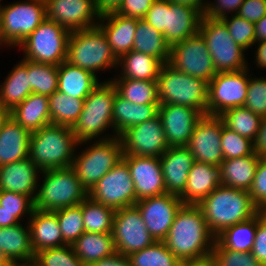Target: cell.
<instances>
[{"label": "cell", "instance_id": "obj_10", "mask_svg": "<svg viewBox=\"0 0 266 266\" xmlns=\"http://www.w3.org/2000/svg\"><path fill=\"white\" fill-rule=\"evenodd\" d=\"M70 33L46 18L18 47H22L26 60L59 66L66 61Z\"/></svg>", "mask_w": 266, "mask_h": 266}, {"label": "cell", "instance_id": "obj_60", "mask_svg": "<svg viewBox=\"0 0 266 266\" xmlns=\"http://www.w3.org/2000/svg\"><path fill=\"white\" fill-rule=\"evenodd\" d=\"M123 0H95L96 10L100 16L116 12Z\"/></svg>", "mask_w": 266, "mask_h": 266}, {"label": "cell", "instance_id": "obj_59", "mask_svg": "<svg viewBox=\"0 0 266 266\" xmlns=\"http://www.w3.org/2000/svg\"><path fill=\"white\" fill-rule=\"evenodd\" d=\"M253 152L259 157L266 156V116L262 118L259 131L253 141Z\"/></svg>", "mask_w": 266, "mask_h": 266}, {"label": "cell", "instance_id": "obj_21", "mask_svg": "<svg viewBox=\"0 0 266 266\" xmlns=\"http://www.w3.org/2000/svg\"><path fill=\"white\" fill-rule=\"evenodd\" d=\"M134 183L137 201L166 193L160 157L123 155Z\"/></svg>", "mask_w": 266, "mask_h": 266}, {"label": "cell", "instance_id": "obj_37", "mask_svg": "<svg viewBox=\"0 0 266 266\" xmlns=\"http://www.w3.org/2000/svg\"><path fill=\"white\" fill-rule=\"evenodd\" d=\"M133 50L152 55L163 64L170 60V46L163 33L150 26L144 19H138Z\"/></svg>", "mask_w": 266, "mask_h": 266}, {"label": "cell", "instance_id": "obj_48", "mask_svg": "<svg viewBox=\"0 0 266 266\" xmlns=\"http://www.w3.org/2000/svg\"><path fill=\"white\" fill-rule=\"evenodd\" d=\"M221 19L228 28L230 36L245 50L255 44V24L239 17L237 14Z\"/></svg>", "mask_w": 266, "mask_h": 266}, {"label": "cell", "instance_id": "obj_32", "mask_svg": "<svg viewBox=\"0 0 266 266\" xmlns=\"http://www.w3.org/2000/svg\"><path fill=\"white\" fill-rule=\"evenodd\" d=\"M260 157L253 153L240 158L226 159L220 163L222 184L249 191Z\"/></svg>", "mask_w": 266, "mask_h": 266}, {"label": "cell", "instance_id": "obj_14", "mask_svg": "<svg viewBox=\"0 0 266 266\" xmlns=\"http://www.w3.org/2000/svg\"><path fill=\"white\" fill-rule=\"evenodd\" d=\"M168 64L177 71L201 78L208 83L217 74L213 58L199 32L170 47Z\"/></svg>", "mask_w": 266, "mask_h": 266}, {"label": "cell", "instance_id": "obj_34", "mask_svg": "<svg viewBox=\"0 0 266 266\" xmlns=\"http://www.w3.org/2000/svg\"><path fill=\"white\" fill-rule=\"evenodd\" d=\"M71 246L86 266L116 252L112 233L84 232Z\"/></svg>", "mask_w": 266, "mask_h": 266}, {"label": "cell", "instance_id": "obj_56", "mask_svg": "<svg viewBox=\"0 0 266 266\" xmlns=\"http://www.w3.org/2000/svg\"><path fill=\"white\" fill-rule=\"evenodd\" d=\"M155 0H123L115 13L129 18L144 19Z\"/></svg>", "mask_w": 266, "mask_h": 266}, {"label": "cell", "instance_id": "obj_49", "mask_svg": "<svg viewBox=\"0 0 266 266\" xmlns=\"http://www.w3.org/2000/svg\"><path fill=\"white\" fill-rule=\"evenodd\" d=\"M0 206L1 209L13 213V215L21 221L26 214L31 217L34 210V200L27 195L0 190Z\"/></svg>", "mask_w": 266, "mask_h": 266}, {"label": "cell", "instance_id": "obj_62", "mask_svg": "<svg viewBox=\"0 0 266 266\" xmlns=\"http://www.w3.org/2000/svg\"><path fill=\"white\" fill-rule=\"evenodd\" d=\"M171 3L174 4H180V5H187L192 8L197 9L202 15H204L206 8H207V3H204L203 0H169Z\"/></svg>", "mask_w": 266, "mask_h": 266}, {"label": "cell", "instance_id": "obj_15", "mask_svg": "<svg viewBox=\"0 0 266 266\" xmlns=\"http://www.w3.org/2000/svg\"><path fill=\"white\" fill-rule=\"evenodd\" d=\"M112 236L116 252L125 256L155 242L135 205L115 210Z\"/></svg>", "mask_w": 266, "mask_h": 266}, {"label": "cell", "instance_id": "obj_9", "mask_svg": "<svg viewBox=\"0 0 266 266\" xmlns=\"http://www.w3.org/2000/svg\"><path fill=\"white\" fill-rule=\"evenodd\" d=\"M29 1V2H28ZM46 19L45 0L19 1L0 8V46H18Z\"/></svg>", "mask_w": 266, "mask_h": 266}, {"label": "cell", "instance_id": "obj_4", "mask_svg": "<svg viewBox=\"0 0 266 266\" xmlns=\"http://www.w3.org/2000/svg\"><path fill=\"white\" fill-rule=\"evenodd\" d=\"M40 173H43L44 180L41 186H37L34 209L55 211L79 205L88 197V191L71 167L45 170Z\"/></svg>", "mask_w": 266, "mask_h": 266}, {"label": "cell", "instance_id": "obj_28", "mask_svg": "<svg viewBox=\"0 0 266 266\" xmlns=\"http://www.w3.org/2000/svg\"><path fill=\"white\" fill-rule=\"evenodd\" d=\"M30 135L9 116L0 129V166L29 158Z\"/></svg>", "mask_w": 266, "mask_h": 266}, {"label": "cell", "instance_id": "obj_2", "mask_svg": "<svg viewBox=\"0 0 266 266\" xmlns=\"http://www.w3.org/2000/svg\"><path fill=\"white\" fill-rule=\"evenodd\" d=\"M198 206L210 232L216 237L226 228L254 217L259 210L248 191L219 185Z\"/></svg>", "mask_w": 266, "mask_h": 266}, {"label": "cell", "instance_id": "obj_18", "mask_svg": "<svg viewBox=\"0 0 266 266\" xmlns=\"http://www.w3.org/2000/svg\"><path fill=\"white\" fill-rule=\"evenodd\" d=\"M46 18L65 29L78 31L96 27L100 15L95 0H45ZM96 19V20H95Z\"/></svg>", "mask_w": 266, "mask_h": 266}, {"label": "cell", "instance_id": "obj_57", "mask_svg": "<svg viewBox=\"0 0 266 266\" xmlns=\"http://www.w3.org/2000/svg\"><path fill=\"white\" fill-rule=\"evenodd\" d=\"M237 15L255 24L266 15V0H244Z\"/></svg>", "mask_w": 266, "mask_h": 266}, {"label": "cell", "instance_id": "obj_38", "mask_svg": "<svg viewBox=\"0 0 266 266\" xmlns=\"http://www.w3.org/2000/svg\"><path fill=\"white\" fill-rule=\"evenodd\" d=\"M256 230L257 214L249 220L226 228L215 237V242L222 248L238 252H251Z\"/></svg>", "mask_w": 266, "mask_h": 266}, {"label": "cell", "instance_id": "obj_20", "mask_svg": "<svg viewBox=\"0 0 266 266\" xmlns=\"http://www.w3.org/2000/svg\"><path fill=\"white\" fill-rule=\"evenodd\" d=\"M158 115L169 147L187 146L197 123L204 116L192 107L177 104H160Z\"/></svg>", "mask_w": 266, "mask_h": 266}, {"label": "cell", "instance_id": "obj_11", "mask_svg": "<svg viewBox=\"0 0 266 266\" xmlns=\"http://www.w3.org/2000/svg\"><path fill=\"white\" fill-rule=\"evenodd\" d=\"M199 33L203 36L208 51L213 58L216 73L235 72L248 68L244 48L230 36L226 25L217 19L203 15Z\"/></svg>", "mask_w": 266, "mask_h": 266}, {"label": "cell", "instance_id": "obj_50", "mask_svg": "<svg viewBox=\"0 0 266 266\" xmlns=\"http://www.w3.org/2000/svg\"><path fill=\"white\" fill-rule=\"evenodd\" d=\"M244 107L262 118L266 116V77H250Z\"/></svg>", "mask_w": 266, "mask_h": 266}, {"label": "cell", "instance_id": "obj_66", "mask_svg": "<svg viewBox=\"0 0 266 266\" xmlns=\"http://www.w3.org/2000/svg\"><path fill=\"white\" fill-rule=\"evenodd\" d=\"M5 266H38L35 258L30 260H12L9 261Z\"/></svg>", "mask_w": 266, "mask_h": 266}, {"label": "cell", "instance_id": "obj_61", "mask_svg": "<svg viewBox=\"0 0 266 266\" xmlns=\"http://www.w3.org/2000/svg\"><path fill=\"white\" fill-rule=\"evenodd\" d=\"M181 266H219V265L214 254L210 253L202 257L182 261Z\"/></svg>", "mask_w": 266, "mask_h": 266}, {"label": "cell", "instance_id": "obj_3", "mask_svg": "<svg viewBox=\"0 0 266 266\" xmlns=\"http://www.w3.org/2000/svg\"><path fill=\"white\" fill-rule=\"evenodd\" d=\"M78 145L71 127L49 124L31 133L29 159L41 171L71 167Z\"/></svg>", "mask_w": 266, "mask_h": 266}, {"label": "cell", "instance_id": "obj_24", "mask_svg": "<svg viewBox=\"0 0 266 266\" xmlns=\"http://www.w3.org/2000/svg\"><path fill=\"white\" fill-rule=\"evenodd\" d=\"M99 21L97 26L104 32L117 59L133 50L137 18L124 17L112 12L100 16Z\"/></svg>", "mask_w": 266, "mask_h": 266}, {"label": "cell", "instance_id": "obj_7", "mask_svg": "<svg viewBox=\"0 0 266 266\" xmlns=\"http://www.w3.org/2000/svg\"><path fill=\"white\" fill-rule=\"evenodd\" d=\"M160 104L192 107L207 115L208 82L163 64L157 78Z\"/></svg>", "mask_w": 266, "mask_h": 266}, {"label": "cell", "instance_id": "obj_30", "mask_svg": "<svg viewBox=\"0 0 266 266\" xmlns=\"http://www.w3.org/2000/svg\"><path fill=\"white\" fill-rule=\"evenodd\" d=\"M10 116L30 133L51 124L49 97L31 93L10 111Z\"/></svg>", "mask_w": 266, "mask_h": 266}, {"label": "cell", "instance_id": "obj_25", "mask_svg": "<svg viewBox=\"0 0 266 266\" xmlns=\"http://www.w3.org/2000/svg\"><path fill=\"white\" fill-rule=\"evenodd\" d=\"M41 170L29 159L0 166V190L21 193L35 199Z\"/></svg>", "mask_w": 266, "mask_h": 266}, {"label": "cell", "instance_id": "obj_29", "mask_svg": "<svg viewBox=\"0 0 266 266\" xmlns=\"http://www.w3.org/2000/svg\"><path fill=\"white\" fill-rule=\"evenodd\" d=\"M160 104H134L115 93L113 107V126L115 136L158 115Z\"/></svg>", "mask_w": 266, "mask_h": 266}, {"label": "cell", "instance_id": "obj_35", "mask_svg": "<svg viewBox=\"0 0 266 266\" xmlns=\"http://www.w3.org/2000/svg\"><path fill=\"white\" fill-rule=\"evenodd\" d=\"M119 65L122 74L115 79L157 81L163 63L152 55L132 50L118 59Z\"/></svg>", "mask_w": 266, "mask_h": 266}, {"label": "cell", "instance_id": "obj_64", "mask_svg": "<svg viewBox=\"0 0 266 266\" xmlns=\"http://www.w3.org/2000/svg\"><path fill=\"white\" fill-rule=\"evenodd\" d=\"M20 223V221L13 215V213H9L0 206V228L9 227Z\"/></svg>", "mask_w": 266, "mask_h": 266}, {"label": "cell", "instance_id": "obj_12", "mask_svg": "<svg viewBox=\"0 0 266 266\" xmlns=\"http://www.w3.org/2000/svg\"><path fill=\"white\" fill-rule=\"evenodd\" d=\"M249 69L219 72L208 83L207 115L219 116L234 107L244 106L250 76Z\"/></svg>", "mask_w": 266, "mask_h": 266}, {"label": "cell", "instance_id": "obj_51", "mask_svg": "<svg viewBox=\"0 0 266 266\" xmlns=\"http://www.w3.org/2000/svg\"><path fill=\"white\" fill-rule=\"evenodd\" d=\"M212 253L219 266H262L251 252H238L220 247L216 242Z\"/></svg>", "mask_w": 266, "mask_h": 266}, {"label": "cell", "instance_id": "obj_68", "mask_svg": "<svg viewBox=\"0 0 266 266\" xmlns=\"http://www.w3.org/2000/svg\"><path fill=\"white\" fill-rule=\"evenodd\" d=\"M9 261V258L0 250V266H5Z\"/></svg>", "mask_w": 266, "mask_h": 266}, {"label": "cell", "instance_id": "obj_23", "mask_svg": "<svg viewBox=\"0 0 266 266\" xmlns=\"http://www.w3.org/2000/svg\"><path fill=\"white\" fill-rule=\"evenodd\" d=\"M219 185H222L220 166L194 161L186 188L179 198L183 204L198 205Z\"/></svg>", "mask_w": 266, "mask_h": 266}, {"label": "cell", "instance_id": "obj_46", "mask_svg": "<svg viewBox=\"0 0 266 266\" xmlns=\"http://www.w3.org/2000/svg\"><path fill=\"white\" fill-rule=\"evenodd\" d=\"M221 148L224 160L252 155L253 141L226 127L222 120Z\"/></svg>", "mask_w": 266, "mask_h": 266}, {"label": "cell", "instance_id": "obj_27", "mask_svg": "<svg viewBox=\"0 0 266 266\" xmlns=\"http://www.w3.org/2000/svg\"><path fill=\"white\" fill-rule=\"evenodd\" d=\"M28 221L34 253L67 245L64 242L57 215L53 211L34 209Z\"/></svg>", "mask_w": 266, "mask_h": 266}, {"label": "cell", "instance_id": "obj_42", "mask_svg": "<svg viewBox=\"0 0 266 266\" xmlns=\"http://www.w3.org/2000/svg\"><path fill=\"white\" fill-rule=\"evenodd\" d=\"M219 117L229 129L254 141L259 131L262 117L246 107H234L224 111Z\"/></svg>", "mask_w": 266, "mask_h": 266}, {"label": "cell", "instance_id": "obj_45", "mask_svg": "<svg viewBox=\"0 0 266 266\" xmlns=\"http://www.w3.org/2000/svg\"><path fill=\"white\" fill-rule=\"evenodd\" d=\"M53 212L57 215L64 242L67 245L73 244L85 232L81 203Z\"/></svg>", "mask_w": 266, "mask_h": 266}, {"label": "cell", "instance_id": "obj_5", "mask_svg": "<svg viewBox=\"0 0 266 266\" xmlns=\"http://www.w3.org/2000/svg\"><path fill=\"white\" fill-rule=\"evenodd\" d=\"M66 61L92 72L118 66L104 32L98 27L72 31L69 35Z\"/></svg>", "mask_w": 266, "mask_h": 266}, {"label": "cell", "instance_id": "obj_44", "mask_svg": "<svg viewBox=\"0 0 266 266\" xmlns=\"http://www.w3.org/2000/svg\"><path fill=\"white\" fill-rule=\"evenodd\" d=\"M132 266H181V261L167 248L163 241L128 256Z\"/></svg>", "mask_w": 266, "mask_h": 266}, {"label": "cell", "instance_id": "obj_58", "mask_svg": "<svg viewBox=\"0 0 266 266\" xmlns=\"http://www.w3.org/2000/svg\"><path fill=\"white\" fill-rule=\"evenodd\" d=\"M90 266H132L128 256L115 252L113 255L93 262Z\"/></svg>", "mask_w": 266, "mask_h": 266}, {"label": "cell", "instance_id": "obj_55", "mask_svg": "<svg viewBox=\"0 0 266 266\" xmlns=\"http://www.w3.org/2000/svg\"><path fill=\"white\" fill-rule=\"evenodd\" d=\"M244 0H216L214 3H208L204 16L210 19L221 20L227 17L228 13L235 11L237 14L239 7Z\"/></svg>", "mask_w": 266, "mask_h": 266}, {"label": "cell", "instance_id": "obj_6", "mask_svg": "<svg viewBox=\"0 0 266 266\" xmlns=\"http://www.w3.org/2000/svg\"><path fill=\"white\" fill-rule=\"evenodd\" d=\"M116 88L111 80L100 82L84 100L83 110L78 121L72 127L79 144L101 136L104 131L113 127V107Z\"/></svg>", "mask_w": 266, "mask_h": 266}, {"label": "cell", "instance_id": "obj_63", "mask_svg": "<svg viewBox=\"0 0 266 266\" xmlns=\"http://www.w3.org/2000/svg\"><path fill=\"white\" fill-rule=\"evenodd\" d=\"M258 47L256 50V65L263 69H266V41H260L258 42Z\"/></svg>", "mask_w": 266, "mask_h": 266}, {"label": "cell", "instance_id": "obj_33", "mask_svg": "<svg viewBox=\"0 0 266 266\" xmlns=\"http://www.w3.org/2000/svg\"><path fill=\"white\" fill-rule=\"evenodd\" d=\"M28 60L22 59L0 85V103L11 111L22 103L30 94Z\"/></svg>", "mask_w": 266, "mask_h": 266}, {"label": "cell", "instance_id": "obj_1", "mask_svg": "<svg viewBox=\"0 0 266 266\" xmlns=\"http://www.w3.org/2000/svg\"><path fill=\"white\" fill-rule=\"evenodd\" d=\"M163 242L182 262L212 253L215 236L210 232L201 208L183 204Z\"/></svg>", "mask_w": 266, "mask_h": 266}, {"label": "cell", "instance_id": "obj_67", "mask_svg": "<svg viewBox=\"0 0 266 266\" xmlns=\"http://www.w3.org/2000/svg\"><path fill=\"white\" fill-rule=\"evenodd\" d=\"M10 111L0 103V129L4 122L9 118Z\"/></svg>", "mask_w": 266, "mask_h": 266}, {"label": "cell", "instance_id": "obj_53", "mask_svg": "<svg viewBox=\"0 0 266 266\" xmlns=\"http://www.w3.org/2000/svg\"><path fill=\"white\" fill-rule=\"evenodd\" d=\"M251 253L262 266H266V212L257 213V230Z\"/></svg>", "mask_w": 266, "mask_h": 266}, {"label": "cell", "instance_id": "obj_54", "mask_svg": "<svg viewBox=\"0 0 266 266\" xmlns=\"http://www.w3.org/2000/svg\"><path fill=\"white\" fill-rule=\"evenodd\" d=\"M168 0H155L147 11L144 20L153 28L163 33L166 30Z\"/></svg>", "mask_w": 266, "mask_h": 266}, {"label": "cell", "instance_id": "obj_47", "mask_svg": "<svg viewBox=\"0 0 266 266\" xmlns=\"http://www.w3.org/2000/svg\"><path fill=\"white\" fill-rule=\"evenodd\" d=\"M35 259L38 266H86L71 245L44 249L35 254Z\"/></svg>", "mask_w": 266, "mask_h": 266}, {"label": "cell", "instance_id": "obj_13", "mask_svg": "<svg viewBox=\"0 0 266 266\" xmlns=\"http://www.w3.org/2000/svg\"><path fill=\"white\" fill-rule=\"evenodd\" d=\"M88 196L114 210L135 205L137 198L127 163L121 159L88 192Z\"/></svg>", "mask_w": 266, "mask_h": 266}, {"label": "cell", "instance_id": "obj_65", "mask_svg": "<svg viewBox=\"0 0 266 266\" xmlns=\"http://www.w3.org/2000/svg\"><path fill=\"white\" fill-rule=\"evenodd\" d=\"M266 41V15L255 23V43Z\"/></svg>", "mask_w": 266, "mask_h": 266}, {"label": "cell", "instance_id": "obj_39", "mask_svg": "<svg viewBox=\"0 0 266 266\" xmlns=\"http://www.w3.org/2000/svg\"><path fill=\"white\" fill-rule=\"evenodd\" d=\"M85 99L68 96L58 90L49 96L51 124L73 127L83 110Z\"/></svg>", "mask_w": 266, "mask_h": 266}, {"label": "cell", "instance_id": "obj_26", "mask_svg": "<svg viewBox=\"0 0 266 266\" xmlns=\"http://www.w3.org/2000/svg\"><path fill=\"white\" fill-rule=\"evenodd\" d=\"M202 17L197 9L168 0L166 30L163 32L167 44L171 47L197 34Z\"/></svg>", "mask_w": 266, "mask_h": 266}, {"label": "cell", "instance_id": "obj_41", "mask_svg": "<svg viewBox=\"0 0 266 266\" xmlns=\"http://www.w3.org/2000/svg\"><path fill=\"white\" fill-rule=\"evenodd\" d=\"M85 232L112 233L115 210L93 201L89 196L81 203Z\"/></svg>", "mask_w": 266, "mask_h": 266}, {"label": "cell", "instance_id": "obj_17", "mask_svg": "<svg viewBox=\"0 0 266 266\" xmlns=\"http://www.w3.org/2000/svg\"><path fill=\"white\" fill-rule=\"evenodd\" d=\"M135 206L150 235L155 241H163L183 203L179 196L165 193L141 199Z\"/></svg>", "mask_w": 266, "mask_h": 266}, {"label": "cell", "instance_id": "obj_22", "mask_svg": "<svg viewBox=\"0 0 266 266\" xmlns=\"http://www.w3.org/2000/svg\"><path fill=\"white\" fill-rule=\"evenodd\" d=\"M194 161V157L187 146L169 147L160 156L166 193L177 196L183 193Z\"/></svg>", "mask_w": 266, "mask_h": 266}, {"label": "cell", "instance_id": "obj_8", "mask_svg": "<svg viewBox=\"0 0 266 266\" xmlns=\"http://www.w3.org/2000/svg\"><path fill=\"white\" fill-rule=\"evenodd\" d=\"M110 136L98 138L88 149L86 147L83 152L75 154L72 161L71 168L88 192L123 157L120 138L114 134Z\"/></svg>", "mask_w": 266, "mask_h": 266}, {"label": "cell", "instance_id": "obj_19", "mask_svg": "<svg viewBox=\"0 0 266 266\" xmlns=\"http://www.w3.org/2000/svg\"><path fill=\"white\" fill-rule=\"evenodd\" d=\"M222 119L204 115L197 123L187 147L194 160L220 166L224 160L221 148Z\"/></svg>", "mask_w": 266, "mask_h": 266}, {"label": "cell", "instance_id": "obj_16", "mask_svg": "<svg viewBox=\"0 0 266 266\" xmlns=\"http://www.w3.org/2000/svg\"><path fill=\"white\" fill-rule=\"evenodd\" d=\"M118 137L123 155L160 157L169 148L159 115L127 128Z\"/></svg>", "mask_w": 266, "mask_h": 266}, {"label": "cell", "instance_id": "obj_31", "mask_svg": "<svg viewBox=\"0 0 266 266\" xmlns=\"http://www.w3.org/2000/svg\"><path fill=\"white\" fill-rule=\"evenodd\" d=\"M100 83L90 71L71 65L67 61L58 66V91L68 96L86 99Z\"/></svg>", "mask_w": 266, "mask_h": 266}, {"label": "cell", "instance_id": "obj_52", "mask_svg": "<svg viewBox=\"0 0 266 266\" xmlns=\"http://www.w3.org/2000/svg\"><path fill=\"white\" fill-rule=\"evenodd\" d=\"M248 192L256 208L259 211L266 212V156L260 157L251 188Z\"/></svg>", "mask_w": 266, "mask_h": 266}, {"label": "cell", "instance_id": "obj_43", "mask_svg": "<svg viewBox=\"0 0 266 266\" xmlns=\"http://www.w3.org/2000/svg\"><path fill=\"white\" fill-rule=\"evenodd\" d=\"M29 86L32 93L50 96L58 89V66L28 60Z\"/></svg>", "mask_w": 266, "mask_h": 266}, {"label": "cell", "instance_id": "obj_40", "mask_svg": "<svg viewBox=\"0 0 266 266\" xmlns=\"http://www.w3.org/2000/svg\"><path fill=\"white\" fill-rule=\"evenodd\" d=\"M116 92L134 104H160L157 81L112 79Z\"/></svg>", "mask_w": 266, "mask_h": 266}, {"label": "cell", "instance_id": "obj_36", "mask_svg": "<svg viewBox=\"0 0 266 266\" xmlns=\"http://www.w3.org/2000/svg\"><path fill=\"white\" fill-rule=\"evenodd\" d=\"M18 223L0 228V250L12 260H30L35 258L31 244L29 225Z\"/></svg>", "mask_w": 266, "mask_h": 266}]
</instances>
